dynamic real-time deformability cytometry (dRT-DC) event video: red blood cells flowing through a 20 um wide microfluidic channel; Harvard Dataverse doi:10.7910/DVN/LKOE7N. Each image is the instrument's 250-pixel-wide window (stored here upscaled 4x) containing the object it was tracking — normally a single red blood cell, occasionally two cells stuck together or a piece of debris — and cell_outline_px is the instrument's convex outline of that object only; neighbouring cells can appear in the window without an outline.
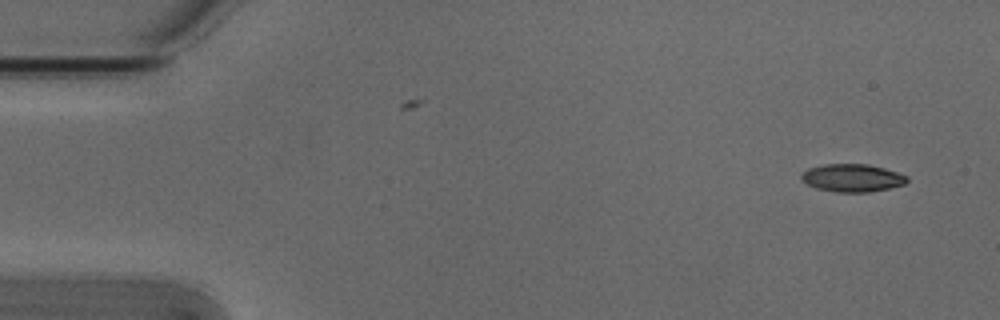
{"species": "Egyptian fruit bat (a non-hibernating species)", "species_latin": "Rousettus aegyptiacus", "temperature_condition": "cold", "stored_images_in_passage": 6, "camera_frame_rate_fps": 3000, "um_per_image_px": 0.085, "animal": {"sex": "male"}, "frame": {"image": 1, "passage_image": 1, "time_ms": 0.0, "image_size_px": [1000, 320], "cell_outline_px": [[908, 180], [904, 184], [888, 188], [868, 192], [836, 192], [816, 188], [800, 180], [800, 176], [808, 168], [824, 164], [868, 164], [884, 168], [908, 176]], "centroid_in_image_um": [72.42, 15.12], "position_along_channel_um": 12.6, "area_um2": 17.05}}
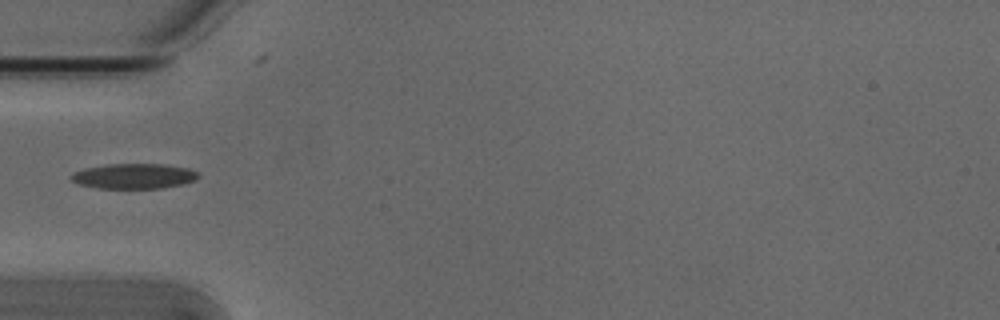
{"frame": {"image": 2, "passage_image": 5, "time_ms": 1.333, "image_size_px": [1000, 320], "cell_outline_px": [[200, 176], [196, 180], [184, 184], [160, 188], [96, 188], [80, 184], [72, 180], [68, 176], [72, 172], [84, 168], [108, 164], [164, 164], [188, 168], [196, 172]], "centroid_in_image_um": [11.37, 14.97], "position_along_channel_um": 73.6, "area_um2": 18.73}}
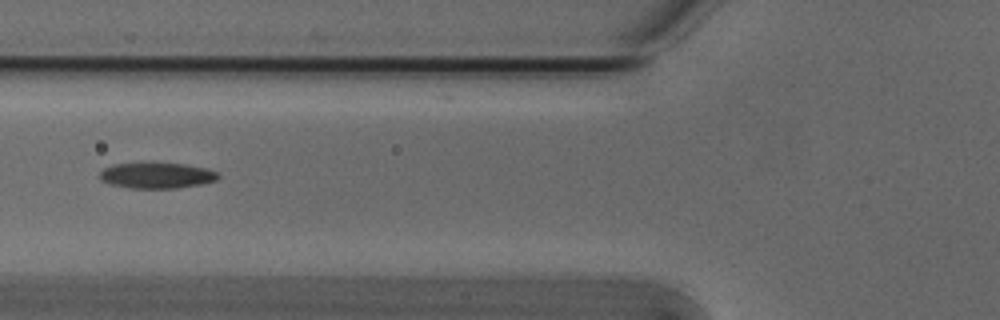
{"frame": {"image": 3, "passage_image": 6, "time_ms": 1.667, "image_size_px": [1000, 320], "cell_outline_px": [[220, 176], [216, 180], [200, 184], [176, 188], [128, 188], [112, 184], [100, 180], [100, 172], [104, 168], [112, 164], [144, 160], [184, 164], [208, 168], [216, 172]], "centroid_in_image_um": [13.28, 14.86], "position_along_channel_um": 112.5, "area_um2": 18.5}}